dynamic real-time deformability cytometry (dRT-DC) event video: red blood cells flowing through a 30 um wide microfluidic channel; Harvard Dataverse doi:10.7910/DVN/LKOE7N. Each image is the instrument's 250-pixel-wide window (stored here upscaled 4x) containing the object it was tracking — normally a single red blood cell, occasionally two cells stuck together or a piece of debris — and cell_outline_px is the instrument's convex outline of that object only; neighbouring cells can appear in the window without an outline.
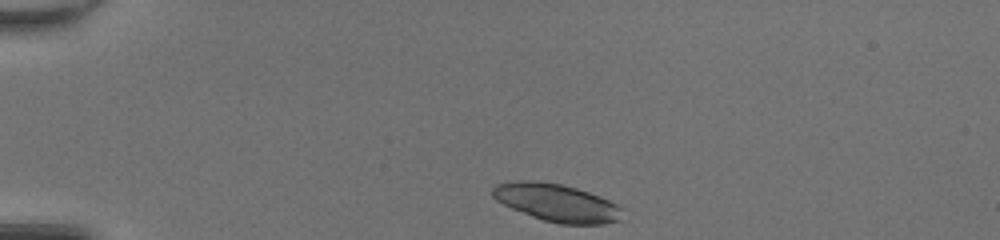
{"species": "common noctule bat (a hibernating species)", "species_latin": "Nyctalus noctula", "temperature_condition": "room temperature", "stored_images_in_passage": 39, "camera_frame_rate_fps": 3000, "um_per_image_px": 0.085, "animal": {"sex": "female", "body_mass_g": 20.0, "forearm_length_mm": 54.0}, "frame": {"image": 1, "passage_image": 1, "time_ms": 0.0, "image_size_px": [1000, 240], "cell_outline_px": [[624, 208], [620, 220], [604, 224], [560, 224], [544, 220], [532, 216], [512, 208], [496, 200], [492, 196], [492, 188], [496, 184], [516, 180], [532, 180], [560, 184], [576, 188], [600, 196]], "centroid_in_image_um": [47.33, 17.23], "position_along_channel_um": 37.7, "area_um2": 28.44}}
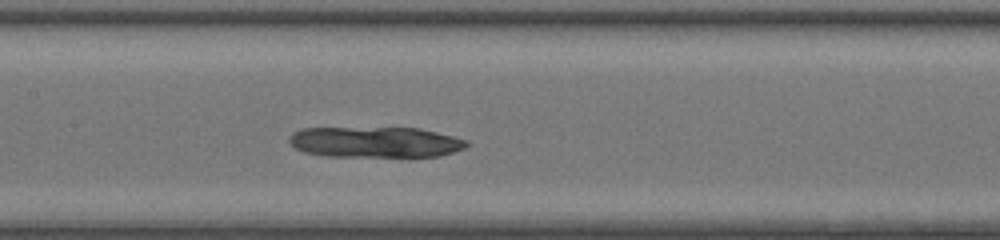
{"frame": {"image": 2, "passage_image": 15, "time_ms": 4.667, "image_size_px": [1000, 240], "cell_outline_px": [[468, 144], [464, 148], [440, 156], [324, 156], [304, 152], [296, 148], [288, 140], [288, 136], [292, 132], [300, 128], [420, 128], [468, 140]], "centroid_in_image_um": [31.86, 12.07], "position_along_channel_um": 175.5, "area_um2": 31.73}}
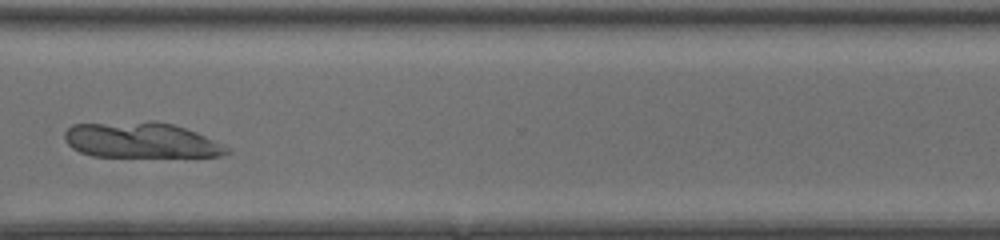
{"frame": {"image": 3, "passage_image": 28, "time_ms": 9.0, "image_size_px": [1000, 240], "cell_outline_px": [[232, 152], [220, 156], [92, 156], [80, 152], [72, 148], [64, 140], [64, 132], [72, 124], [148, 120], [156, 120], [172, 124], [196, 132], [228, 148]], "centroid_in_image_um": [11.92, 11.9], "position_along_channel_um": 358.7, "area_um2": 33.64}}